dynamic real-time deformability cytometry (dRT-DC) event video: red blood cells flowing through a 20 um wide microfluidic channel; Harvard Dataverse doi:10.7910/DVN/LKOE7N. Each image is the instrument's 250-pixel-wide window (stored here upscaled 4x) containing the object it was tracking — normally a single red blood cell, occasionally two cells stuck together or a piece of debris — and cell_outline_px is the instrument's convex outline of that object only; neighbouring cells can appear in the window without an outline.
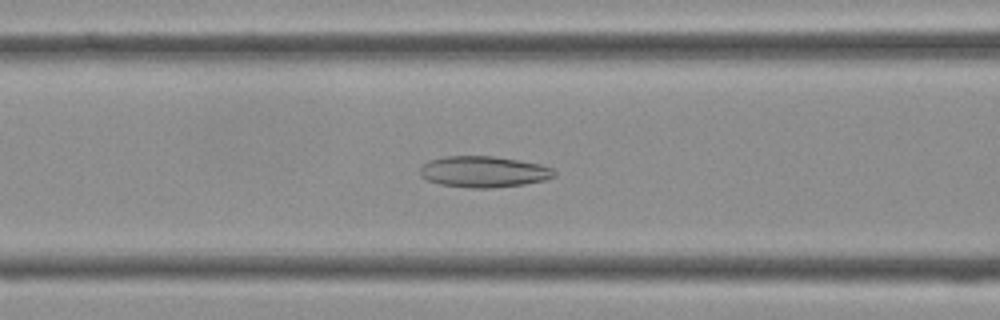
{"species": "Egyptian fruit bat (a non-hibernating species)", "species_latin": "Rousettus aegyptiacus", "temperature_condition": "cold", "stored_images_in_passage": 41, "camera_frame_rate_fps": 3000, "um_per_image_px": 0.085, "frame": {"image": 1, "passage_image": 16, "time_ms": 5.0, "image_size_px": [1000, 320], "cell_outline_px": [[556, 176], [544, 180], [524, 184], [492, 188], [472, 188], [440, 184], [428, 180], [420, 176], [420, 168], [428, 160], [444, 156], [492, 156], [520, 160], [540, 164], [552, 168], [556, 172]], "centroid_in_image_um": [41.11, 14.59], "position_along_channel_um": 125.5, "area_um2": 24.45}}
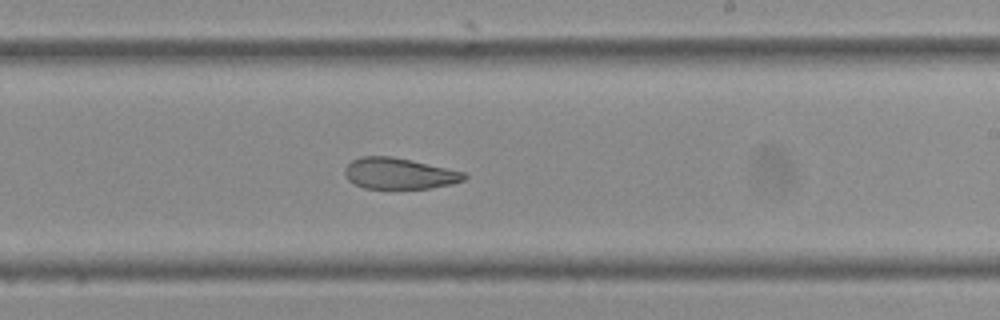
{"frame": {"image": 2, "passage_image": 24, "time_ms": 7.667, "image_size_px": [1000, 320], "cell_outline_px": [[468, 176], [464, 180], [452, 184], [428, 188], [364, 188], [348, 180], [344, 172], [344, 168], [352, 160], [360, 156], [392, 156], [464, 172]], "centroid_in_image_um": [33.91, 14.74], "position_along_channel_um": 255.1, "area_um2": 21.44}}
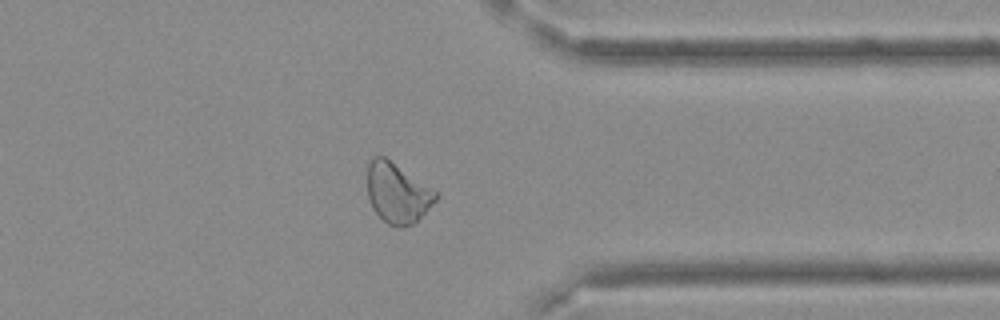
{"frame": {"image": 3, "passage_image": 32, "time_ms": 10.333, "image_size_px": [1000, 320], "cell_outline_px": [[440, 196], [412, 224], [404, 228], [396, 228], [388, 224], [372, 208], [368, 196], [368, 164], [372, 156], [384, 156], [436, 192]], "centroid_in_image_um": [33.75, 16.42], "position_along_channel_um": 377.7, "area_um2": 23.47}}